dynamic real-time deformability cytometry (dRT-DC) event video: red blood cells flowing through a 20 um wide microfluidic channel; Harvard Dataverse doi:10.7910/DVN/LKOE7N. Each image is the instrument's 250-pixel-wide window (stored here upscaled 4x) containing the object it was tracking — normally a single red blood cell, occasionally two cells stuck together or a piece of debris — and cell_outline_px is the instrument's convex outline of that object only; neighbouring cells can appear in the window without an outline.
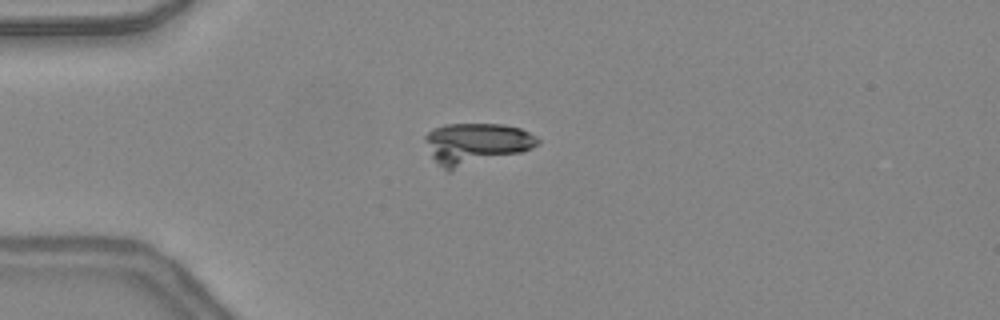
{"species": "common noctule bat (a hibernating species)", "species_latin": "Nyctalus noctula", "temperature_condition": "warm", "stored_images_in_passage": 8, "camera_frame_rate_fps": 3000, "um_per_image_px": 0.085, "animal": {"sex": "female", "body_mass_g": 24.6, "forearm_length_mm": 56.2}, "frame": {"image": 1, "passage_image": 2, "time_ms": 0.333, "image_size_px": [1000, 320], "cell_outline_px": [[540, 144], [532, 148], [520, 152], [448, 172], [436, 164], [424, 140], [424, 136], [432, 128], [444, 124], [504, 124], [520, 128], [536, 136], [540, 140]], "centroid_in_image_um": [40.43, 12.21], "position_along_channel_um": 44.6, "area_um2": 27.34}}